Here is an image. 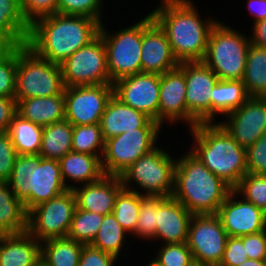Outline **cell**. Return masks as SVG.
<instances>
[{
	"label": "cell",
	"mask_w": 266,
	"mask_h": 266,
	"mask_svg": "<svg viewBox=\"0 0 266 266\" xmlns=\"http://www.w3.org/2000/svg\"><path fill=\"white\" fill-rule=\"evenodd\" d=\"M101 23L83 15L54 13L30 25L26 45L48 61L61 64L99 35Z\"/></svg>",
	"instance_id": "obj_1"
},
{
	"label": "cell",
	"mask_w": 266,
	"mask_h": 266,
	"mask_svg": "<svg viewBox=\"0 0 266 266\" xmlns=\"http://www.w3.org/2000/svg\"><path fill=\"white\" fill-rule=\"evenodd\" d=\"M149 14L163 29L179 63L203 61L215 17L201 20L191 0H162Z\"/></svg>",
	"instance_id": "obj_2"
},
{
	"label": "cell",
	"mask_w": 266,
	"mask_h": 266,
	"mask_svg": "<svg viewBox=\"0 0 266 266\" xmlns=\"http://www.w3.org/2000/svg\"><path fill=\"white\" fill-rule=\"evenodd\" d=\"M176 160L172 196L192 215L217 214L233 189L190 151Z\"/></svg>",
	"instance_id": "obj_3"
},
{
	"label": "cell",
	"mask_w": 266,
	"mask_h": 266,
	"mask_svg": "<svg viewBox=\"0 0 266 266\" xmlns=\"http://www.w3.org/2000/svg\"><path fill=\"white\" fill-rule=\"evenodd\" d=\"M190 131L196 146L188 151L234 189L248 173L246 149L219 122L198 123Z\"/></svg>",
	"instance_id": "obj_4"
},
{
	"label": "cell",
	"mask_w": 266,
	"mask_h": 266,
	"mask_svg": "<svg viewBox=\"0 0 266 266\" xmlns=\"http://www.w3.org/2000/svg\"><path fill=\"white\" fill-rule=\"evenodd\" d=\"M7 184L29 212L37 205L69 190L63 181L58 160L38 155H18Z\"/></svg>",
	"instance_id": "obj_5"
},
{
	"label": "cell",
	"mask_w": 266,
	"mask_h": 266,
	"mask_svg": "<svg viewBox=\"0 0 266 266\" xmlns=\"http://www.w3.org/2000/svg\"><path fill=\"white\" fill-rule=\"evenodd\" d=\"M250 43V37L218 20L210 31L203 62L219 80H242Z\"/></svg>",
	"instance_id": "obj_6"
},
{
	"label": "cell",
	"mask_w": 266,
	"mask_h": 266,
	"mask_svg": "<svg viewBox=\"0 0 266 266\" xmlns=\"http://www.w3.org/2000/svg\"><path fill=\"white\" fill-rule=\"evenodd\" d=\"M62 70L26 44L18 46L15 99L50 97L63 93Z\"/></svg>",
	"instance_id": "obj_7"
},
{
	"label": "cell",
	"mask_w": 266,
	"mask_h": 266,
	"mask_svg": "<svg viewBox=\"0 0 266 266\" xmlns=\"http://www.w3.org/2000/svg\"><path fill=\"white\" fill-rule=\"evenodd\" d=\"M171 154L156 147L138 158L119 177L124 189L135 192L130 183H136L143 196L170 197L174 191L175 166ZM133 181V182H132Z\"/></svg>",
	"instance_id": "obj_8"
},
{
	"label": "cell",
	"mask_w": 266,
	"mask_h": 266,
	"mask_svg": "<svg viewBox=\"0 0 266 266\" xmlns=\"http://www.w3.org/2000/svg\"><path fill=\"white\" fill-rule=\"evenodd\" d=\"M161 128L158 122L150 119L142 128L105 140L101 159L104 174L120 176L138 158L155 149Z\"/></svg>",
	"instance_id": "obj_9"
},
{
	"label": "cell",
	"mask_w": 266,
	"mask_h": 266,
	"mask_svg": "<svg viewBox=\"0 0 266 266\" xmlns=\"http://www.w3.org/2000/svg\"><path fill=\"white\" fill-rule=\"evenodd\" d=\"M100 25L106 53L110 80L112 83L141 72L142 19L137 23L115 33ZM111 34V35H110Z\"/></svg>",
	"instance_id": "obj_10"
},
{
	"label": "cell",
	"mask_w": 266,
	"mask_h": 266,
	"mask_svg": "<svg viewBox=\"0 0 266 266\" xmlns=\"http://www.w3.org/2000/svg\"><path fill=\"white\" fill-rule=\"evenodd\" d=\"M64 87L113 84L110 80L107 53L98 35L60 64Z\"/></svg>",
	"instance_id": "obj_11"
},
{
	"label": "cell",
	"mask_w": 266,
	"mask_h": 266,
	"mask_svg": "<svg viewBox=\"0 0 266 266\" xmlns=\"http://www.w3.org/2000/svg\"><path fill=\"white\" fill-rule=\"evenodd\" d=\"M76 208L74 192L69 189L28 212L27 232L40 243L67 237Z\"/></svg>",
	"instance_id": "obj_12"
},
{
	"label": "cell",
	"mask_w": 266,
	"mask_h": 266,
	"mask_svg": "<svg viewBox=\"0 0 266 266\" xmlns=\"http://www.w3.org/2000/svg\"><path fill=\"white\" fill-rule=\"evenodd\" d=\"M228 234L216 215H193L189 228L187 245L193 254L196 265L219 266Z\"/></svg>",
	"instance_id": "obj_13"
},
{
	"label": "cell",
	"mask_w": 266,
	"mask_h": 266,
	"mask_svg": "<svg viewBox=\"0 0 266 266\" xmlns=\"http://www.w3.org/2000/svg\"><path fill=\"white\" fill-rule=\"evenodd\" d=\"M185 80L188 127L211 123V92L217 75L203 61L185 62Z\"/></svg>",
	"instance_id": "obj_14"
},
{
	"label": "cell",
	"mask_w": 266,
	"mask_h": 266,
	"mask_svg": "<svg viewBox=\"0 0 266 266\" xmlns=\"http://www.w3.org/2000/svg\"><path fill=\"white\" fill-rule=\"evenodd\" d=\"M65 119L73 126L100 122L107 102L113 95V84L64 87Z\"/></svg>",
	"instance_id": "obj_15"
},
{
	"label": "cell",
	"mask_w": 266,
	"mask_h": 266,
	"mask_svg": "<svg viewBox=\"0 0 266 266\" xmlns=\"http://www.w3.org/2000/svg\"><path fill=\"white\" fill-rule=\"evenodd\" d=\"M160 75L137 73L113 83V95L158 122Z\"/></svg>",
	"instance_id": "obj_16"
},
{
	"label": "cell",
	"mask_w": 266,
	"mask_h": 266,
	"mask_svg": "<svg viewBox=\"0 0 266 266\" xmlns=\"http://www.w3.org/2000/svg\"><path fill=\"white\" fill-rule=\"evenodd\" d=\"M225 117L227 121L219 123L241 147L247 149L266 133V97H249Z\"/></svg>",
	"instance_id": "obj_17"
},
{
	"label": "cell",
	"mask_w": 266,
	"mask_h": 266,
	"mask_svg": "<svg viewBox=\"0 0 266 266\" xmlns=\"http://www.w3.org/2000/svg\"><path fill=\"white\" fill-rule=\"evenodd\" d=\"M179 64L163 29L148 14L142 19L141 72L161 75Z\"/></svg>",
	"instance_id": "obj_18"
},
{
	"label": "cell",
	"mask_w": 266,
	"mask_h": 266,
	"mask_svg": "<svg viewBox=\"0 0 266 266\" xmlns=\"http://www.w3.org/2000/svg\"><path fill=\"white\" fill-rule=\"evenodd\" d=\"M232 190L219 207L217 216L230 237H242L266 230V213Z\"/></svg>",
	"instance_id": "obj_19"
},
{
	"label": "cell",
	"mask_w": 266,
	"mask_h": 266,
	"mask_svg": "<svg viewBox=\"0 0 266 266\" xmlns=\"http://www.w3.org/2000/svg\"><path fill=\"white\" fill-rule=\"evenodd\" d=\"M185 62L160 75L158 123L187 122ZM186 120V121H185ZM177 121V122H176Z\"/></svg>",
	"instance_id": "obj_20"
},
{
	"label": "cell",
	"mask_w": 266,
	"mask_h": 266,
	"mask_svg": "<svg viewBox=\"0 0 266 266\" xmlns=\"http://www.w3.org/2000/svg\"><path fill=\"white\" fill-rule=\"evenodd\" d=\"M119 176L104 175L98 181L74 186L77 209L101 215L113 212L118 193L123 189Z\"/></svg>",
	"instance_id": "obj_21"
},
{
	"label": "cell",
	"mask_w": 266,
	"mask_h": 266,
	"mask_svg": "<svg viewBox=\"0 0 266 266\" xmlns=\"http://www.w3.org/2000/svg\"><path fill=\"white\" fill-rule=\"evenodd\" d=\"M192 214L173 196L165 197L157 206L156 234L165 244L186 243Z\"/></svg>",
	"instance_id": "obj_22"
},
{
	"label": "cell",
	"mask_w": 266,
	"mask_h": 266,
	"mask_svg": "<svg viewBox=\"0 0 266 266\" xmlns=\"http://www.w3.org/2000/svg\"><path fill=\"white\" fill-rule=\"evenodd\" d=\"M150 118L144 113L122 103L114 95L109 99L99 125L104 140L142 128Z\"/></svg>",
	"instance_id": "obj_23"
},
{
	"label": "cell",
	"mask_w": 266,
	"mask_h": 266,
	"mask_svg": "<svg viewBox=\"0 0 266 266\" xmlns=\"http://www.w3.org/2000/svg\"><path fill=\"white\" fill-rule=\"evenodd\" d=\"M41 255V243L27 231L0 235V266H34Z\"/></svg>",
	"instance_id": "obj_24"
},
{
	"label": "cell",
	"mask_w": 266,
	"mask_h": 266,
	"mask_svg": "<svg viewBox=\"0 0 266 266\" xmlns=\"http://www.w3.org/2000/svg\"><path fill=\"white\" fill-rule=\"evenodd\" d=\"M17 113L39 126L65 120L64 92L50 97L16 99Z\"/></svg>",
	"instance_id": "obj_25"
},
{
	"label": "cell",
	"mask_w": 266,
	"mask_h": 266,
	"mask_svg": "<svg viewBox=\"0 0 266 266\" xmlns=\"http://www.w3.org/2000/svg\"><path fill=\"white\" fill-rule=\"evenodd\" d=\"M59 165L63 181L68 189L74 187L67 183L68 179L79 184H88L98 181L105 175L101 159L94 155L71 151L59 160Z\"/></svg>",
	"instance_id": "obj_26"
},
{
	"label": "cell",
	"mask_w": 266,
	"mask_h": 266,
	"mask_svg": "<svg viewBox=\"0 0 266 266\" xmlns=\"http://www.w3.org/2000/svg\"><path fill=\"white\" fill-rule=\"evenodd\" d=\"M30 25L21 10V0H0V43L3 46H23Z\"/></svg>",
	"instance_id": "obj_27"
},
{
	"label": "cell",
	"mask_w": 266,
	"mask_h": 266,
	"mask_svg": "<svg viewBox=\"0 0 266 266\" xmlns=\"http://www.w3.org/2000/svg\"><path fill=\"white\" fill-rule=\"evenodd\" d=\"M28 212L7 182H0V235L27 231Z\"/></svg>",
	"instance_id": "obj_28"
},
{
	"label": "cell",
	"mask_w": 266,
	"mask_h": 266,
	"mask_svg": "<svg viewBox=\"0 0 266 266\" xmlns=\"http://www.w3.org/2000/svg\"><path fill=\"white\" fill-rule=\"evenodd\" d=\"M249 98L242 80H218L211 92V122L216 114L227 115Z\"/></svg>",
	"instance_id": "obj_29"
},
{
	"label": "cell",
	"mask_w": 266,
	"mask_h": 266,
	"mask_svg": "<svg viewBox=\"0 0 266 266\" xmlns=\"http://www.w3.org/2000/svg\"><path fill=\"white\" fill-rule=\"evenodd\" d=\"M72 134L73 125L66 119L43 127L39 155L59 161L72 151Z\"/></svg>",
	"instance_id": "obj_30"
},
{
	"label": "cell",
	"mask_w": 266,
	"mask_h": 266,
	"mask_svg": "<svg viewBox=\"0 0 266 266\" xmlns=\"http://www.w3.org/2000/svg\"><path fill=\"white\" fill-rule=\"evenodd\" d=\"M242 81L249 97H266V48L250 43Z\"/></svg>",
	"instance_id": "obj_31"
},
{
	"label": "cell",
	"mask_w": 266,
	"mask_h": 266,
	"mask_svg": "<svg viewBox=\"0 0 266 266\" xmlns=\"http://www.w3.org/2000/svg\"><path fill=\"white\" fill-rule=\"evenodd\" d=\"M9 136L18 155H38L43 127L16 113L8 128Z\"/></svg>",
	"instance_id": "obj_32"
},
{
	"label": "cell",
	"mask_w": 266,
	"mask_h": 266,
	"mask_svg": "<svg viewBox=\"0 0 266 266\" xmlns=\"http://www.w3.org/2000/svg\"><path fill=\"white\" fill-rule=\"evenodd\" d=\"M82 243L68 237L41 242L40 259L47 266H79Z\"/></svg>",
	"instance_id": "obj_33"
},
{
	"label": "cell",
	"mask_w": 266,
	"mask_h": 266,
	"mask_svg": "<svg viewBox=\"0 0 266 266\" xmlns=\"http://www.w3.org/2000/svg\"><path fill=\"white\" fill-rule=\"evenodd\" d=\"M127 233L113 213L104 215L100 229L90 245L119 258Z\"/></svg>",
	"instance_id": "obj_34"
},
{
	"label": "cell",
	"mask_w": 266,
	"mask_h": 266,
	"mask_svg": "<svg viewBox=\"0 0 266 266\" xmlns=\"http://www.w3.org/2000/svg\"><path fill=\"white\" fill-rule=\"evenodd\" d=\"M140 191L122 189L115 200L113 215L120 223L121 227L128 232V235L135 232L138 220L140 202L145 198Z\"/></svg>",
	"instance_id": "obj_35"
},
{
	"label": "cell",
	"mask_w": 266,
	"mask_h": 266,
	"mask_svg": "<svg viewBox=\"0 0 266 266\" xmlns=\"http://www.w3.org/2000/svg\"><path fill=\"white\" fill-rule=\"evenodd\" d=\"M104 148L105 140L99 123L73 126V152L94 155L102 159Z\"/></svg>",
	"instance_id": "obj_36"
},
{
	"label": "cell",
	"mask_w": 266,
	"mask_h": 266,
	"mask_svg": "<svg viewBox=\"0 0 266 266\" xmlns=\"http://www.w3.org/2000/svg\"><path fill=\"white\" fill-rule=\"evenodd\" d=\"M104 215L75 210L67 237L84 245H90L100 229Z\"/></svg>",
	"instance_id": "obj_37"
},
{
	"label": "cell",
	"mask_w": 266,
	"mask_h": 266,
	"mask_svg": "<svg viewBox=\"0 0 266 266\" xmlns=\"http://www.w3.org/2000/svg\"><path fill=\"white\" fill-rule=\"evenodd\" d=\"M18 46L0 49V97L15 98Z\"/></svg>",
	"instance_id": "obj_38"
},
{
	"label": "cell",
	"mask_w": 266,
	"mask_h": 266,
	"mask_svg": "<svg viewBox=\"0 0 266 266\" xmlns=\"http://www.w3.org/2000/svg\"><path fill=\"white\" fill-rule=\"evenodd\" d=\"M246 201L266 213V175L247 173L233 189Z\"/></svg>",
	"instance_id": "obj_39"
},
{
	"label": "cell",
	"mask_w": 266,
	"mask_h": 266,
	"mask_svg": "<svg viewBox=\"0 0 266 266\" xmlns=\"http://www.w3.org/2000/svg\"><path fill=\"white\" fill-rule=\"evenodd\" d=\"M165 197L146 196L140 202L138 220L134 235L142 239H152L156 234L157 206Z\"/></svg>",
	"instance_id": "obj_40"
},
{
	"label": "cell",
	"mask_w": 266,
	"mask_h": 266,
	"mask_svg": "<svg viewBox=\"0 0 266 266\" xmlns=\"http://www.w3.org/2000/svg\"><path fill=\"white\" fill-rule=\"evenodd\" d=\"M156 257L151 260L155 266H195L193 254L187 243L162 244Z\"/></svg>",
	"instance_id": "obj_41"
},
{
	"label": "cell",
	"mask_w": 266,
	"mask_h": 266,
	"mask_svg": "<svg viewBox=\"0 0 266 266\" xmlns=\"http://www.w3.org/2000/svg\"><path fill=\"white\" fill-rule=\"evenodd\" d=\"M103 0H58L57 13L63 15H83L102 22Z\"/></svg>",
	"instance_id": "obj_42"
},
{
	"label": "cell",
	"mask_w": 266,
	"mask_h": 266,
	"mask_svg": "<svg viewBox=\"0 0 266 266\" xmlns=\"http://www.w3.org/2000/svg\"><path fill=\"white\" fill-rule=\"evenodd\" d=\"M58 0H21L22 14L29 25L39 18L57 13Z\"/></svg>",
	"instance_id": "obj_43"
},
{
	"label": "cell",
	"mask_w": 266,
	"mask_h": 266,
	"mask_svg": "<svg viewBox=\"0 0 266 266\" xmlns=\"http://www.w3.org/2000/svg\"><path fill=\"white\" fill-rule=\"evenodd\" d=\"M246 166L248 173H266V133L246 149Z\"/></svg>",
	"instance_id": "obj_44"
},
{
	"label": "cell",
	"mask_w": 266,
	"mask_h": 266,
	"mask_svg": "<svg viewBox=\"0 0 266 266\" xmlns=\"http://www.w3.org/2000/svg\"><path fill=\"white\" fill-rule=\"evenodd\" d=\"M18 154L7 131L0 132V182L10 179Z\"/></svg>",
	"instance_id": "obj_45"
},
{
	"label": "cell",
	"mask_w": 266,
	"mask_h": 266,
	"mask_svg": "<svg viewBox=\"0 0 266 266\" xmlns=\"http://www.w3.org/2000/svg\"><path fill=\"white\" fill-rule=\"evenodd\" d=\"M248 260L242 237H228L219 266H238Z\"/></svg>",
	"instance_id": "obj_46"
},
{
	"label": "cell",
	"mask_w": 266,
	"mask_h": 266,
	"mask_svg": "<svg viewBox=\"0 0 266 266\" xmlns=\"http://www.w3.org/2000/svg\"><path fill=\"white\" fill-rule=\"evenodd\" d=\"M117 258L110 253L94 248L91 245H83L79 266H114Z\"/></svg>",
	"instance_id": "obj_47"
},
{
	"label": "cell",
	"mask_w": 266,
	"mask_h": 266,
	"mask_svg": "<svg viewBox=\"0 0 266 266\" xmlns=\"http://www.w3.org/2000/svg\"><path fill=\"white\" fill-rule=\"evenodd\" d=\"M248 259L264 260L266 254V230L243 236Z\"/></svg>",
	"instance_id": "obj_48"
},
{
	"label": "cell",
	"mask_w": 266,
	"mask_h": 266,
	"mask_svg": "<svg viewBox=\"0 0 266 266\" xmlns=\"http://www.w3.org/2000/svg\"><path fill=\"white\" fill-rule=\"evenodd\" d=\"M16 113V99L12 97H0V132L8 131L10 123Z\"/></svg>",
	"instance_id": "obj_49"
},
{
	"label": "cell",
	"mask_w": 266,
	"mask_h": 266,
	"mask_svg": "<svg viewBox=\"0 0 266 266\" xmlns=\"http://www.w3.org/2000/svg\"><path fill=\"white\" fill-rule=\"evenodd\" d=\"M251 43L266 48V19L253 23Z\"/></svg>",
	"instance_id": "obj_50"
},
{
	"label": "cell",
	"mask_w": 266,
	"mask_h": 266,
	"mask_svg": "<svg viewBox=\"0 0 266 266\" xmlns=\"http://www.w3.org/2000/svg\"><path fill=\"white\" fill-rule=\"evenodd\" d=\"M248 10L254 15V23L266 19V0H248Z\"/></svg>",
	"instance_id": "obj_51"
},
{
	"label": "cell",
	"mask_w": 266,
	"mask_h": 266,
	"mask_svg": "<svg viewBox=\"0 0 266 266\" xmlns=\"http://www.w3.org/2000/svg\"><path fill=\"white\" fill-rule=\"evenodd\" d=\"M238 266H266V264L264 263V260L248 259Z\"/></svg>",
	"instance_id": "obj_52"
},
{
	"label": "cell",
	"mask_w": 266,
	"mask_h": 266,
	"mask_svg": "<svg viewBox=\"0 0 266 266\" xmlns=\"http://www.w3.org/2000/svg\"><path fill=\"white\" fill-rule=\"evenodd\" d=\"M34 266H47L41 259Z\"/></svg>",
	"instance_id": "obj_53"
},
{
	"label": "cell",
	"mask_w": 266,
	"mask_h": 266,
	"mask_svg": "<svg viewBox=\"0 0 266 266\" xmlns=\"http://www.w3.org/2000/svg\"><path fill=\"white\" fill-rule=\"evenodd\" d=\"M146 266H155L152 262H150L148 265Z\"/></svg>",
	"instance_id": "obj_54"
}]
</instances>
